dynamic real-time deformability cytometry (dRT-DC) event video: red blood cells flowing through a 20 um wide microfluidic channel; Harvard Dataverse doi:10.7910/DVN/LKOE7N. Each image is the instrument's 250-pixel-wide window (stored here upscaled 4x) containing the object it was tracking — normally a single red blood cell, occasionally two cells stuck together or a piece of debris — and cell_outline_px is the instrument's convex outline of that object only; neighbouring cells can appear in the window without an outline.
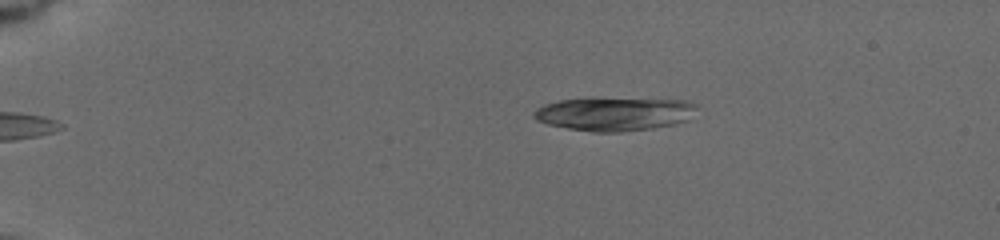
{"species": "common noctule bat (a hibernating species)", "species_latin": "Nyctalus noctula", "temperature_condition": "cold", "stored_images_in_passage": 93, "camera_frame_rate_fps": 3000, "um_per_image_px": 0.085, "animal": {"sex": "female", "body_mass_g": 19.5, "forearm_length_mm": 54.1}, "frame": {"image": 1, "passage_image": 1, "time_ms": 0.0, "image_size_px": [1000, 240], "cell_outline_px": [[696, 104], [684, 120], [672, 124], [652, 128], [620, 132], [592, 132], [568, 128], [548, 124], [536, 120], [532, 116], [532, 112], [536, 108], [544, 104], [560, 100], [684, 100]], "centroid_in_image_um": [52.09, 9.71], "position_along_channel_um": 32.9, "area_um2": 30.46}}
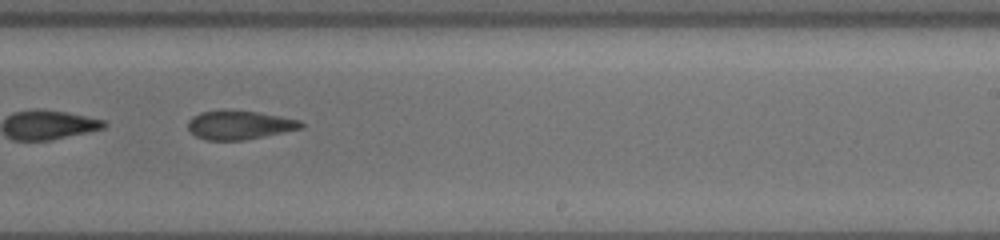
{"frame": {"image": 2, "passage_image": 49, "time_ms": 8.667, "image_size_px": [1000, 240], "cell_outline_px": [[304, 128], [244, 140], [204, 140], [196, 136], [188, 128], [188, 120], [192, 116], [200, 112], [228, 108], [256, 112], [280, 116], [300, 120], [304, 124]], "centroid_in_image_um": [20.33, 10.6], "position_along_channel_um": 268.7, "area_um2": 19.31}}
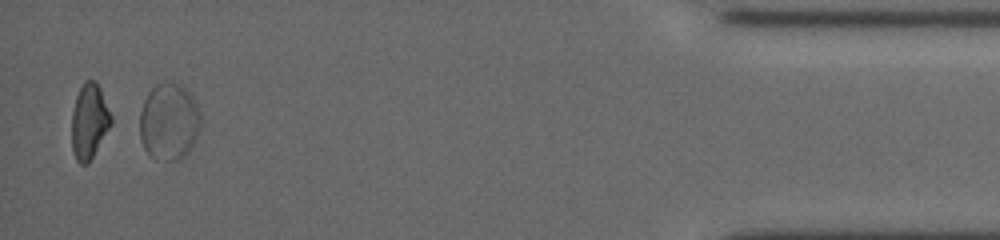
{"frame": {"image": 3, "passage_image": 86, "time_ms": 14.333, "image_size_px": [1000, 240], "cell_outline_px": [[200, 128], [192, 148], [180, 160], [168, 160], [148, 156], [140, 140], [140, 112], [144, 100], [148, 92], [156, 84], [164, 80], [180, 84], [192, 96], [200, 112]], "centroid_in_image_um": [14.36, 10.34], "position_along_channel_um": 420.8, "area_um2": 27.63}, "authors_computed_cell_mechanics": {"area_um2": 19.7676, "velocity_mm_per_s": 3.7148, "shape_relaxation_time_tau1_ms": null, "shape_relaxation_time_tau2_ms": 2.3907, "deformation_change_tau1": null, "deformation_change_tau2": 0.0952}}